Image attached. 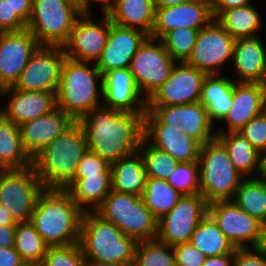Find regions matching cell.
<instances>
[{
	"instance_id": "cell-1",
	"label": "cell",
	"mask_w": 266,
	"mask_h": 266,
	"mask_svg": "<svg viewBox=\"0 0 266 266\" xmlns=\"http://www.w3.org/2000/svg\"><path fill=\"white\" fill-rule=\"evenodd\" d=\"M144 114L101 105L94 108L79 121L88 150L109 164L139 152L144 138Z\"/></svg>"
},
{
	"instance_id": "cell-2",
	"label": "cell",
	"mask_w": 266,
	"mask_h": 266,
	"mask_svg": "<svg viewBox=\"0 0 266 266\" xmlns=\"http://www.w3.org/2000/svg\"><path fill=\"white\" fill-rule=\"evenodd\" d=\"M84 211L65 189L45 188L38 196L30 222L50 247L80 241Z\"/></svg>"
},
{
	"instance_id": "cell-3",
	"label": "cell",
	"mask_w": 266,
	"mask_h": 266,
	"mask_svg": "<svg viewBox=\"0 0 266 266\" xmlns=\"http://www.w3.org/2000/svg\"><path fill=\"white\" fill-rule=\"evenodd\" d=\"M87 150L85 130L75 121L32 158V167L44 188L64 189L75 178Z\"/></svg>"
},
{
	"instance_id": "cell-4",
	"label": "cell",
	"mask_w": 266,
	"mask_h": 266,
	"mask_svg": "<svg viewBox=\"0 0 266 266\" xmlns=\"http://www.w3.org/2000/svg\"><path fill=\"white\" fill-rule=\"evenodd\" d=\"M91 209L83 214L79 241L86 262L133 266L138 242Z\"/></svg>"
},
{
	"instance_id": "cell-5",
	"label": "cell",
	"mask_w": 266,
	"mask_h": 266,
	"mask_svg": "<svg viewBox=\"0 0 266 266\" xmlns=\"http://www.w3.org/2000/svg\"><path fill=\"white\" fill-rule=\"evenodd\" d=\"M87 62L65 58L61 68L59 87L56 93L57 108L67 113L74 121H80L99 105L96 78H100L102 92V73L96 66Z\"/></svg>"
},
{
	"instance_id": "cell-6",
	"label": "cell",
	"mask_w": 266,
	"mask_h": 266,
	"mask_svg": "<svg viewBox=\"0 0 266 266\" xmlns=\"http://www.w3.org/2000/svg\"><path fill=\"white\" fill-rule=\"evenodd\" d=\"M200 194L206 202L233 200L243 176L231 162L223 144L214 138L199 151Z\"/></svg>"
},
{
	"instance_id": "cell-7",
	"label": "cell",
	"mask_w": 266,
	"mask_h": 266,
	"mask_svg": "<svg viewBox=\"0 0 266 266\" xmlns=\"http://www.w3.org/2000/svg\"><path fill=\"white\" fill-rule=\"evenodd\" d=\"M95 212L137 242L156 240L158 219L145 206L142 196L111 190Z\"/></svg>"
},
{
	"instance_id": "cell-8",
	"label": "cell",
	"mask_w": 266,
	"mask_h": 266,
	"mask_svg": "<svg viewBox=\"0 0 266 266\" xmlns=\"http://www.w3.org/2000/svg\"><path fill=\"white\" fill-rule=\"evenodd\" d=\"M82 14L77 0H33L27 28L40 45L64 46Z\"/></svg>"
},
{
	"instance_id": "cell-9",
	"label": "cell",
	"mask_w": 266,
	"mask_h": 266,
	"mask_svg": "<svg viewBox=\"0 0 266 266\" xmlns=\"http://www.w3.org/2000/svg\"><path fill=\"white\" fill-rule=\"evenodd\" d=\"M44 189L32 166L4 169L0 174V204L17 223L30 221L36 200Z\"/></svg>"
},
{
	"instance_id": "cell-10",
	"label": "cell",
	"mask_w": 266,
	"mask_h": 266,
	"mask_svg": "<svg viewBox=\"0 0 266 266\" xmlns=\"http://www.w3.org/2000/svg\"><path fill=\"white\" fill-rule=\"evenodd\" d=\"M148 36L132 58L130 70L141 94L147 100L170 77L177 63L166 51L162 41ZM144 90V91H143Z\"/></svg>"
},
{
	"instance_id": "cell-11",
	"label": "cell",
	"mask_w": 266,
	"mask_h": 266,
	"mask_svg": "<svg viewBox=\"0 0 266 266\" xmlns=\"http://www.w3.org/2000/svg\"><path fill=\"white\" fill-rule=\"evenodd\" d=\"M207 213L208 203L200 193L183 195L177 204L158 220L156 239L171 246L189 242Z\"/></svg>"
},
{
	"instance_id": "cell-12",
	"label": "cell",
	"mask_w": 266,
	"mask_h": 266,
	"mask_svg": "<svg viewBox=\"0 0 266 266\" xmlns=\"http://www.w3.org/2000/svg\"><path fill=\"white\" fill-rule=\"evenodd\" d=\"M65 58L64 46L40 45L14 87L25 91L57 92Z\"/></svg>"
},
{
	"instance_id": "cell-13",
	"label": "cell",
	"mask_w": 266,
	"mask_h": 266,
	"mask_svg": "<svg viewBox=\"0 0 266 266\" xmlns=\"http://www.w3.org/2000/svg\"><path fill=\"white\" fill-rule=\"evenodd\" d=\"M207 74L186 62H177L170 77L146 100V106H170L200 100Z\"/></svg>"
},
{
	"instance_id": "cell-14",
	"label": "cell",
	"mask_w": 266,
	"mask_h": 266,
	"mask_svg": "<svg viewBox=\"0 0 266 266\" xmlns=\"http://www.w3.org/2000/svg\"><path fill=\"white\" fill-rule=\"evenodd\" d=\"M235 41L236 39L213 19L199 30L194 49L186 63L207 75H219L220 65L232 59Z\"/></svg>"
},
{
	"instance_id": "cell-15",
	"label": "cell",
	"mask_w": 266,
	"mask_h": 266,
	"mask_svg": "<svg viewBox=\"0 0 266 266\" xmlns=\"http://www.w3.org/2000/svg\"><path fill=\"white\" fill-rule=\"evenodd\" d=\"M208 214L235 248L247 247L243 244L245 241L251 242L252 248L259 245L262 223L233 200L209 203Z\"/></svg>"
},
{
	"instance_id": "cell-16",
	"label": "cell",
	"mask_w": 266,
	"mask_h": 266,
	"mask_svg": "<svg viewBox=\"0 0 266 266\" xmlns=\"http://www.w3.org/2000/svg\"><path fill=\"white\" fill-rule=\"evenodd\" d=\"M90 14L83 13L75 22L69 41L64 45L67 58L88 63L92 60L96 62L101 56L112 22L104 13L105 18L101 24L94 23Z\"/></svg>"
},
{
	"instance_id": "cell-17",
	"label": "cell",
	"mask_w": 266,
	"mask_h": 266,
	"mask_svg": "<svg viewBox=\"0 0 266 266\" xmlns=\"http://www.w3.org/2000/svg\"><path fill=\"white\" fill-rule=\"evenodd\" d=\"M146 111H151L163 124L181 128L184 134L201 145L216 138L215 133L212 135L213 124L207 109L200 101L184 105L146 106Z\"/></svg>"
},
{
	"instance_id": "cell-18",
	"label": "cell",
	"mask_w": 266,
	"mask_h": 266,
	"mask_svg": "<svg viewBox=\"0 0 266 266\" xmlns=\"http://www.w3.org/2000/svg\"><path fill=\"white\" fill-rule=\"evenodd\" d=\"M154 138L152 143L151 138ZM144 138L154 147L169 153L179 163L198 161L201 144L181 128L163 124L151 111L144 114Z\"/></svg>"
},
{
	"instance_id": "cell-19",
	"label": "cell",
	"mask_w": 266,
	"mask_h": 266,
	"mask_svg": "<svg viewBox=\"0 0 266 266\" xmlns=\"http://www.w3.org/2000/svg\"><path fill=\"white\" fill-rule=\"evenodd\" d=\"M40 44L28 28L0 32V76L8 86H14Z\"/></svg>"
},
{
	"instance_id": "cell-20",
	"label": "cell",
	"mask_w": 266,
	"mask_h": 266,
	"mask_svg": "<svg viewBox=\"0 0 266 266\" xmlns=\"http://www.w3.org/2000/svg\"><path fill=\"white\" fill-rule=\"evenodd\" d=\"M213 19L210 0H191L185 4L157 8L150 37L161 39L167 32L178 28L200 30Z\"/></svg>"
},
{
	"instance_id": "cell-21",
	"label": "cell",
	"mask_w": 266,
	"mask_h": 266,
	"mask_svg": "<svg viewBox=\"0 0 266 266\" xmlns=\"http://www.w3.org/2000/svg\"><path fill=\"white\" fill-rule=\"evenodd\" d=\"M147 37L141 30L111 23L106 46L95 62L96 69L103 74L114 69L130 68L133 56Z\"/></svg>"
},
{
	"instance_id": "cell-22",
	"label": "cell",
	"mask_w": 266,
	"mask_h": 266,
	"mask_svg": "<svg viewBox=\"0 0 266 266\" xmlns=\"http://www.w3.org/2000/svg\"><path fill=\"white\" fill-rule=\"evenodd\" d=\"M102 92L106 107L111 109L145 113L146 99L141 98L130 68L114 69L102 74Z\"/></svg>"
},
{
	"instance_id": "cell-23",
	"label": "cell",
	"mask_w": 266,
	"mask_h": 266,
	"mask_svg": "<svg viewBox=\"0 0 266 266\" xmlns=\"http://www.w3.org/2000/svg\"><path fill=\"white\" fill-rule=\"evenodd\" d=\"M74 122L67 113L56 108L46 115L19 125L26 152L33 158Z\"/></svg>"
},
{
	"instance_id": "cell-24",
	"label": "cell",
	"mask_w": 266,
	"mask_h": 266,
	"mask_svg": "<svg viewBox=\"0 0 266 266\" xmlns=\"http://www.w3.org/2000/svg\"><path fill=\"white\" fill-rule=\"evenodd\" d=\"M237 84L233 91L232 105L222 120L227 122L228 132H238L252 118L266 110V84L248 82Z\"/></svg>"
},
{
	"instance_id": "cell-25",
	"label": "cell",
	"mask_w": 266,
	"mask_h": 266,
	"mask_svg": "<svg viewBox=\"0 0 266 266\" xmlns=\"http://www.w3.org/2000/svg\"><path fill=\"white\" fill-rule=\"evenodd\" d=\"M8 93L12 96L2 114L18 126L57 108V92L25 91L11 86L5 94Z\"/></svg>"
},
{
	"instance_id": "cell-26",
	"label": "cell",
	"mask_w": 266,
	"mask_h": 266,
	"mask_svg": "<svg viewBox=\"0 0 266 266\" xmlns=\"http://www.w3.org/2000/svg\"><path fill=\"white\" fill-rule=\"evenodd\" d=\"M232 60L239 82L266 84V50L259 36L236 39Z\"/></svg>"
},
{
	"instance_id": "cell-27",
	"label": "cell",
	"mask_w": 266,
	"mask_h": 266,
	"mask_svg": "<svg viewBox=\"0 0 266 266\" xmlns=\"http://www.w3.org/2000/svg\"><path fill=\"white\" fill-rule=\"evenodd\" d=\"M106 14L116 25L138 29L151 36L156 7L152 0H114Z\"/></svg>"
},
{
	"instance_id": "cell-28",
	"label": "cell",
	"mask_w": 266,
	"mask_h": 266,
	"mask_svg": "<svg viewBox=\"0 0 266 266\" xmlns=\"http://www.w3.org/2000/svg\"><path fill=\"white\" fill-rule=\"evenodd\" d=\"M112 190L142 196L147 180L146 166L140 152L110 164Z\"/></svg>"
},
{
	"instance_id": "cell-29",
	"label": "cell",
	"mask_w": 266,
	"mask_h": 266,
	"mask_svg": "<svg viewBox=\"0 0 266 266\" xmlns=\"http://www.w3.org/2000/svg\"><path fill=\"white\" fill-rule=\"evenodd\" d=\"M220 75H207L203 81L200 102L208 112V118L222 121L227 115L233 100L235 82Z\"/></svg>"
},
{
	"instance_id": "cell-30",
	"label": "cell",
	"mask_w": 266,
	"mask_h": 266,
	"mask_svg": "<svg viewBox=\"0 0 266 266\" xmlns=\"http://www.w3.org/2000/svg\"><path fill=\"white\" fill-rule=\"evenodd\" d=\"M64 189L84 212L88 211L85 206L95 211L112 190L111 174L75 176Z\"/></svg>"
},
{
	"instance_id": "cell-31",
	"label": "cell",
	"mask_w": 266,
	"mask_h": 266,
	"mask_svg": "<svg viewBox=\"0 0 266 266\" xmlns=\"http://www.w3.org/2000/svg\"><path fill=\"white\" fill-rule=\"evenodd\" d=\"M0 166L3 169H24L32 166L17 124L0 116Z\"/></svg>"
},
{
	"instance_id": "cell-32",
	"label": "cell",
	"mask_w": 266,
	"mask_h": 266,
	"mask_svg": "<svg viewBox=\"0 0 266 266\" xmlns=\"http://www.w3.org/2000/svg\"><path fill=\"white\" fill-rule=\"evenodd\" d=\"M189 242L206 257L234 255V245L208 213L200 221Z\"/></svg>"
},
{
	"instance_id": "cell-33",
	"label": "cell",
	"mask_w": 266,
	"mask_h": 266,
	"mask_svg": "<svg viewBox=\"0 0 266 266\" xmlns=\"http://www.w3.org/2000/svg\"><path fill=\"white\" fill-rule=\"evenodd\" d=\"M216 138L226 148L234 167L244 176L259 169V151L240 132L217 131Z\"/></svg>"
},
{
	"instance_id": "cell-34",
	"label": "cell",
	"mask_w": 266,
	"mask_h": 266,
	"mask_svg": "<svg viewBox=\"0 0 266 266\" xmlns=\"http://www.w3.org/2000/svg\"><path fill=\"white\" fill-rule=\"evenodd\" d=\"M215 19L235 39L256 37L262 24L251 4L224 10Z\"/></svg>"
},
{
	"instance_id": "cell-35",
	"label": "cell",
	"mask_w": 266,
	"mask_h": 266,
	"mask_svg": "<svg viewBox=\"0 0 266 266\" xmlns=\"http://www.w3.org/2000/svg\"><path fill=\"white\" fill-rule=\"evenodd\" d=\"M233 201L261 223L266 222V183L257 178H244Z\"/></svg>"
},
{
	"instance_id": "cell-36",
	"label": "cell",
	"mask_w": 266,
	"mask_h": 266,
	"mask_svg": "<svg viewBox=\"0 0 266 266\" xmlns=\"http://www.w3.org/2000/svg\"><path fill=\"white\" fill-rule=\"evenodd\" d=\"M182 196L167 180L147 177L142 198L145 206L159 220L177 204Z\"/></svg>"
},
{
	"instance_id": "cell-37",
	"label": "cell",
	"mask_w": 266,
	"mask_h": 266,
	"mask_svg": "<svg viewBox=\"0 0 266 266\" xmlns=\"http://www.w3.org/2000/svg\"><path fill=\"white\" fill-rule=\"evenodd\" d=\"M49 247L30 221L17 223L14 248L24 262H41Z\"/></svg>"
},
{
	"instance_id": "cell-38",
	"label": "cell",
	"mask_w": 266,
	"mask_h": 266,
	"mask_svg": "<svg viewBox=\"0 0 266 266\" xmlns=\"http://www.w3.org/2000/svg\"><path fill=\"white\" fill-rule=\"evenodd\" d=\"M139 152L144 159L149 178L167 180L179 163L169 153L151 145L146 138H143Z\"/></svg>"
},
{
	"instance_id": "cell-39",
	"label": "cell",
	"mask_w": 266,
	"mask_h": 266,
	"mask_svg": "<svg viewBox=\"0 0 266 266\" xmlns=\"http://www.w3.org/2000/svg\"><path fill=\"white\" fill-rule=\"evenodd\" d=\"M133 266H176L173 246L161 243L157 239L139 241Z\"/></svg>"
},
{
	"instance_id": "cell-40",
	"label": "cell",
	"mask_w": 266,
	"mask_h": 266,
	"mask_svg": "<svg viewBox=\"0 0 266 266\" xmlns=\"http://www.w3.org/2000/svg\"><path fill=\"white\" fill-rule=\"evenodd\" d=\"M199 30L178 28L167 32L160 40L176 62H186L194 49Z\"/></svg>"
},
{
	"instance_id": "cell-41",
	"label": "cell",
	"mask_w": 266,
	"mask_h": 266,
	"mask_svg": "<svg viewBox=\"0 0 266 266\" xmlns=\"http://www.w3.org/2000/svg\"><path fill=\"white\" fill-rule=\"evenodd\" d=\"M167 182L182 195L200 193L198 161L178 163L174 172L168 177Z\"/></svg>"
},
{
	"instance_id": "cell-42",
	"label": "cell",
	"mask_w": 266,
	"mask_h": 266,
	"mask_svg": "<svg viewBox=\"0 0 266 266\" xmlns=\"http://www.w3.org/2000/svg\"><path fill=\"white\" fill-rule=\"evenodd\" d=\"M40 263L42 266H86V260L79 243L49 247L47 254Z\"/></svg>"
},
{
	"instance_id": "cell-43",
	"label": "cell",
	"mask_w": 266,
	"mask_h": 266,
	"mask_svg": "<svg viewBox=\"0 0 266 266\" xmlns=\"http://www.w3.org/2000/svg\"><path fill=\"white\" fill-rule=\"evenodd\" d=\"M240 132L259 152L266 150V110L252 118Z\"/></svg>"
},
{
	"instance_id": "cell-44",
	"label": "cell",
	"mask_w": 266,
	"mask_h": 266,
	"mask_svg": "<svg viewBox=\"0 0 266 266\" xmlns=\"http://www.w3.org/2000/svg\"><path fill=\"white\" fill-rule=\"evenodd\" d=\"M111 174L110 164L99 155L87 150L78 164L75 176H99Z\"/></svg>"
},
{
	"instance_id": "cell-45",
	"label": "cell",
	"mask_w": 266,
	"mask_h": 266,
	"mask_svg": "<svg viewBox=\"0 0 266 266\" xmlns=\"http://www.w3.org/2000/svg\"><path fill=\"white\" fill-rule=\"evenodd\" d=\"M176 266H202L206 256L196 249L190 242L173 246Z\"/></svg>"
},
{
	"instance_id": "cell-46",
	"label": "cell",
	"mask_w": 266,
	"mask_h": 266,
	"mask_svg": "<svg viewBox=\"0 0 266 266\" xmlns=\"http://www.w3.org/2000/svg\"><path fill=\"white\" fill-rule=\"evenodd\" d=\"M27 24L12 9L8 0H0V32L21 31Z\"/></svg>"
},
{
	"instance_id": "cell-47",
	"label": "cell",
	"mask_w": 266,
	"mask_h": 266,
	"mask_svg": "<svg viewBox=\"0 0 266 266\" xmlns=\"http://www.w3.org/2000/svg\"><path fill=\"white\" fill-rule=\"evenodd\" d=\"M234 261L238 266H266V253L258 247L235 248Z\"/></svg>"
},
{
	"instance_id": "cell-48",
	"label": "cell",
	"mask_w": 266,
	"mask_h": 266,
	"mask_svg": "<svg viewBox=\"0 0 266 266\" xmlns=\"http://www.w3.org/2000/svg\"><path fill=\"white\" fill-rule=\"evenodd\" d=\"M251 0H210L211 11L213 18L215 19L222 11L249 5Z\"/></svg>"
},
{
	"instance_id": "cell-49",
	"label": "cell",
	"mask_w": 266,
	"mask_h": 266,
	"mask_svg": "<svg viewBox=\"0 0 266 266\" xmlns=\"http://www.w3.org/2000/svg\"><path fill=\"white\" fill-rule=\"evenodd\" d=\"M23 262L14 247H0V266H20Z\"/></svg>"
},
{
	"instance_id": "cell-50",
	"label": "cell",
	"mask_w": 266,
	"mask_h": 266,
	"mask_svg": "<svg viewBox=\"0 0 266 266\" xmlns=\"http://www.w3.org/2000/svg\"><path fill=\"white\" fill-rule=\"evenodd\" d=\"M12 9L18 14V16L28 24L32 15V3L33 0H8Z\"/></svg>"
},
{
	"instance_id": "cell-51",
	"label": "cell",
	"mask_w": 266,
	"mask_h": 266,
	"mask_svg": "<svg viewBox=\"0 0 266 266\" xmlns=\"http://www.w3.org/2000/svg\"><path fill=\"white\" fill-rule=\"evenodd\" d=\"M16 225H0V247H14Z\"/></svg>"
},
{
	"instance_id": "cell-52",
	"label": "cell",
	"mask_w": 266,
	"mask_h": 266,
	"mask_svg": "<svg viewBox=\"0 0 266 266\" xmlns=\"http://www.w3.org/2000/svg\"><path fill=\"white\" fill-rule=\"evenodd\" d=\"M233 261L234 255L206 257L202 266H230Z\"/></svg>"
},
{
	"instance_id": "cell-53",
	"label": "cell",
	"mask_w": 266,
	"mask_h": 266,
	"mask_svg": "<svg viewBox=\"0 0 266 266\" xmlns=\"http://www.w3.org/2000/svg\"><path fill=\"white\" fill-rule=\"evenodd\" d=\"M92 0H77V3L79 5L80 10L83 13H92L91 11H89V2L91 3ZM95 2H100L102 3V8H103V12L106 13L112 6L114 3V0H93Z\"/></svg>"
},
{
	"instance_id": "cell-54",
	"label": "cell",
	"mask_w": 266,
	"mask_h": 266,
	"mask_svg": "<svg viewBox=\"0 0 266 266\" xmlns=\"http://www.w3.org/2000/svg\"><path fill=\"white\" fill-rule=\"evenodd\" d=\"M0 225H17V222L2 204H0Z\"/></svg>"
},
{
	"instance_id": "cell-55",
	"label": "cell",
	"mask_w": 266,
	"mask_h": 266,
	"mask_svg": "<svg viewBox=\"0 0 266 266\" xmlns=\"http://www.w3.org/2000/svg\"><path fill=\"white\" fill-rule=\"evenodd\" d=\"M152 1L154 2V5L157 9V8L170 7L179 4H185L190 2L191 0H152Z\"/></svg>"
},
{
	"instance_id": "cell-56",
	"label": "cell",
	"mask_w": 266,
	"mask_h": 266,
	"mask_svg": "<svg viewBox=\"0 0 266 266\" xmlns=\"http://www.w3.org/2000/svg\"><path fill=\"white\" fill-rule=\"evenodd\" d=\"M261 174V178H257L266 183V150L259 153V169L257 170Z\"/></svg>"
},
{
	"instance_id": "cell-57",
	"label": "cell",
	"mask_w": 266,
	"mask_h": 266,
	"mask_svg": "<svg viewBox=\"0 0 266 266\" xmlns=\"http://www.w3.org/2000/svg\"><path fill=\"white\" fill-rule=\"evenodd\" d=\"M257 247L266 253V222L262 223L261 239Z\"/></svg>"
},
{
	"instance_id": "cell-58",
	"label": "cell",
	"mask_w": 266,
	"mask_h": 266,
	"mask_svg": "<svg viewBox=\"0 0 266 266\" xmlns=\"http://www.w3.org/2000/svg\"><path fill=\"white\" fill-rule=\"evenodd\" d=\"M86 266H124V265H114L104 262H86Z\"/></svg>"
},
{
	"instance_id": "cell-59",
	"label": "cell",
	"mask_w": 266,
	"mask_h": 266,
	"mask_svg": "<svg viewBox=\"0 0 266 266\" xmlns=\"http://www.w3.org/2000/svg\"><path fill=\"white\" fill-rule=\"evenodd\" d=\"M8 86L4 83V81L2 80L1 76H0V96L1 95H5V93L8 90Z\"/></svg>"
},
{
	"instance_id": "cell-60",
	"label": "cell",
	"mask_w": 266,
	"mask_h": 266,
	"mask_svg": "<svg viewBox=\"0 0 266 266\" xmlns=\"http://www.w3.org/2000/svg\"><path fill=\"white\" fill-rule=\"evenodd\" d=\"M20 266H42L40 262H23Z\"/></svg>"
},
{
	"instance_id": "cell-61",
	"label": "cell",
	"mask_w": 266,
	"mask_h": 266,
	"mask_svg": "<svg viewBox=\"0 0 266 266\" xmlns=\"http://www.w3.org/2000/svg\"><path fill=\"white\" fill-rule=\"evenodd\" d=\"M230 266H238V265L236 264L235 261H233Z\"/></svg>"
},
{
	"instance_id": "cell-62",
	"label": "cell",
	"mask_w": 266,
	"mask_h": 266,
	"mask_svg": "<svg viewBox=\"0 0 266 266\" xmlns=\"http://www.w3.org/2000/svg\"><path fill=\"white\" fill-rule=\"evenodd\" d=\"M2 110H3V107H2V109L0 108V116L2 115Z\"/></svg>"
},
{
	"instance_id": "cell-63",
	"label": "cell",
	"mask_w": 266,
	"mask_h": 266,
	"mask_svg": "<svg viewBox=\"0 0 266 266\" xmlns=\"http://www.w3.org/2000/svg\"><path fill=\"white\" fill-rule=\"evenodd\" d=\"M4 169L0 166V174H1V172L3 171Z\"/></svg>"
}]
</instances>
